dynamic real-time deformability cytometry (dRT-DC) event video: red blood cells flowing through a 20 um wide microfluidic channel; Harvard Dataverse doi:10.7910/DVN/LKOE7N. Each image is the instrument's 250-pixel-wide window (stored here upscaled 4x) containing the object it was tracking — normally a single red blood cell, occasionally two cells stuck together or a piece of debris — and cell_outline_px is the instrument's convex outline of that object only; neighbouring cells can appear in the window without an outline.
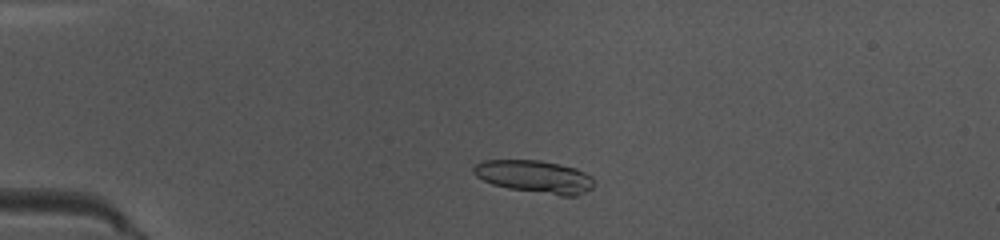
{"species": "common noctule bat (a hibernating species)", "species_latin": "Nyctalus noctula", "temperature_condition": "warm", "stored_images_in_passage": 43, "camera_frame_rate_fps": 3000, "um_per_image_px": 0.085, "animal": {"sex": "female", "body_mass_g": 10.0, "forearm_length_mm": 53.1}, "frame": {"image": 1, "passage_image": 6, "time_ms": 1.667, "image_size_px": [1000, 240], "cell_outline_px": [[596, 184], [592, 188], [576, 196], [560, 196], [508, 188], [492, 184], [476, 176], [472, 172], [472, 168], [476, 164], [484, 160], [540, 160], [576, 168], [592, 176]], "centroid_in_image_um": [45.48, 15.02], "position_along_channel_um": 39.5, "area_um2": 23.06}}